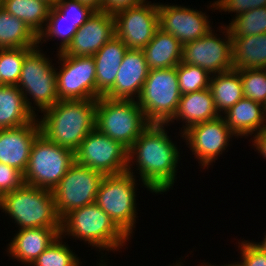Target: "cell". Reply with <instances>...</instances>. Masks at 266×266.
<instances>
[{"instance_id": "14", "label": "cell", "mask_w": 266, "mask_h": 266, "mask_svg": "<svg viewBox=\"0 0 266 266\" xmlns=\"http://www.w3.org/2000/svg\"><path fill=\"white\" fill-rule=\"evenodd\" d=\"M182 134L186 146L203 170L210 168L224 154L230 145L229 141L233 142L232 138L237 137L226 125L223 116L195 124Z\"/></svg>"}, {"instance_id": "33", "label": "cell", "mask_w": 266, "mask_h": 266, "mask_svg": "<svg viewBox=\"0 0 266 266\" xmlns=\"http://www.w3.org/2000/svg\"><path fill=\"white\" fill-rule=\"evenodd\" d=\"M33 48L0 49V86H17L23 61Z\"/></svg>"}, {"instance_id": "28", "label": "cell", "mask_w": 266, "mask_h": 266, "mask_svg": "<svg viewBox=\"0 0 266 266\" xmlns=\"http://www.w3.org/2000/svg\"><path fill=\"white\" fill-rule=\"evenodd\" d=\"M38 36L19 18L0 8V49L38 46Z\"/></svg>"}, {"instance_id": "2", "label": "cell", "mask_w": 266, "mask_h": 266, "mask_svg": "<svg viewBox=\"0 0 266 266\" xmlns=\"http://www.w3.org/2000/svg\"><path fill=\"white\" fill-rule=\"evenodd\" d=\"M97 99L62 100L37 117L41 134L75 152L95 129Z\"/></svg>"}, {"instance_id": "9", "label": "cell", "mask_w": 266, "mask_h": 266, "mask_svg": "<svg viewBox=\"0 0 266 266\" xmlns=\"http://www.w3.org/2000/svg\"><path fill=\"white\" fill-rule=\"evenodd\" d=\"M74 162L72 150L49 141L40 133L31 148L24 182L53 191Z\"/></svg>"}, {"instance_id": "21", "label": "cell", "mask_w": 266, "mask_h": 266, "mask_svg": "<svg viewBox=\"0 0 266 266\" xmlns=\"http://www.w3.org/2000/svg\"><path fill=\"white\" fill-rule=\"evenodd\" d=\"M219 113L216 110L214 100L209 88L192 93L181 94L177 110L173 118L166 124V127L176 122H183L180 128V138L183 132L191 126L217 118ZM181 120V121H180Z\"/></svg>"}, {"instance_id": "25", "label": "cell", "mask_w": 266, "mask_h": 266, "mask_svg": "<svg viewBox=\"0 0 266 266\" xmlns=\"http://www.w3.org/2000/svg\"><path fill=\"white\" fill-rule=\"evenodd\" d=\"M35 118L17 86H0V129L21 127Z\"/></svg>"}, {"instance_id": "13", "label": "cell", "mask_w": 266, "mask_h": 266, "mask_svg": "<svg viewBox=\"0 0 266 266\" xmlns=\"http://www.w3.org/2000/svg\"><path fill=\"white\" fill-rule=\"evenodd\" d=\"M58 100L96 99V67L93 56L76 57L57 53ZM59 70V71H57Z\"/></svg>"}, {"instance_id": "22", "label": "cell", "mask_w": 266, "mask_h": 266, "mask_svg": "<svg viewBox=\"0 0 266 266\" xmlns=\"http://www.w3.org/2000/svg\"><path fill=\"white\" fill-rule=\"evenodd\" d=\"M222 116L237 138L252 137L266 128V107L248 98L240 99Z\"/></svg>"}, {"instance_id": "46", "label": "cell", "mask_w": 266, "mask_h": 266, "mask_svg": "<svg viewBox=\"0 0 266 266\" xmlns=\"http://www.w3.org/2000/svg\"><path fill=\"white\" fill-rule=\"evenodd\" d=\"M2 198H3V194L0 192V204H1Z\"/></svg>"}, {"instance_id": "36", "label": "cell", "mask_w": 266, "mask_h": 266, "mask_svg": "<svg viewBox=\"0 0 266 266\" xmlns=\"http://www.w3.org/2000/svg\"><path fill=\"white\" fill-rule=\"evenodd\" d=\"M55 7L64 15L65 19L77 22L79 29L95 12L91 7L78 0H59Z\"/></svg>"}, {"instance_id": "40", "label": "cell", "mask_w": 266, "mask_h": 266, "mask_svg": "<svg viewBox=\"0 0 266 266\" xmlns=\"http://www.w3.org/2000/svg\"><path fill=\"white\" fill-rule=\"evenodd\" d=\"M250 139L254 150H258L257 152L266 159V128L253 135V138Z\"/></svg>"}, {"instance_id": "37", "label": "cell", "mask_w": 266, "mask_h": 266, "mask_svg": "<svg viewBox=\"0 0 266 266\" xmlns=\"http://www.w3.org/2000/svg\"><path fill=\"white\" fill-rule=\"evenodd\" d=\"M240 249L239 266H266V253L263 252L253 241H238V250Z\"/></svg>"}, {"instance_id": "1", "label": "cell", "mask_w": 266, "mask_h": 266, "mask_svg": "<svg viewBox=\"0 0 266 266\" xmlns=\"http://www.w3.org/2000/svg\"><path fill=\"white\" fill-rule=\"evenodd\" d=\"M165 126L150 124L128 149L127 171L133 175L136 171L142 186L155 194L173 188L181 160L180 149L168 136Z\"/></svg>"}, {"instance_id": "48", "label": "cell", "mask_w": 266, "mask_h": 266, "mask_svg": "<svg viewBox=\"0 0 266 266\" xmlns=\"http://www.w3.org/2000/svg\"><path fill=\"white\" fill-rule=\"evenodd\" d=\"M3 5V0H0V8L2 7Z\"/></svg>"}, {"instance_id": "47", "label": "cell", "mask_w": 266, "mask_h": 266, "mask_svg": "<svg viewBox=\"0 0 266 266\" xmlns=\"http://www.w3.org/2000/svg\"><path fill=\"white\" fill-rule=\"evenodd\" d=\"M231 266H239V265L236 262H234V263L232 262Z\"/></svg>"}, {"instance_id": "17", "label": "cell", "mask_w": 266, "mask_h": 266, "mask_svg": "<svg viewBox=\"0 0 266 266\" xmlns=\"http://www.w3.org/2000/svg\"><path fill=\"white\" fill-rule=\"evenodd\" d=\"M114 36L115 23L113 14L95 11L77 30L71 43L62 53L76 57L93 56Z\"/></svg>"}, {"instance_id": "41", "label": "cell", "mask_w": 266, "mask_h": 266, "mask_svg": "<svg viewBox=\"0 0 266 266\" xmlns=\"http://www.w3.org/2000/svg\"><path fill=\"white\" fill-rule=\"evenodd\" d=\"M79 2L91 7L95 11H102L103 0H78Z\"/></svg>"}, {"instance_id": "45", "label": "cell", "mask_w": 266, "mask_h": 266, "mask_svg": "<svg viewBox=\"0 0 266 266\" xmlns=\"http://www.w3.org/2000/svg\"><path fill=\"white\" fill-rule=\"evenodd\" d=\"M200 265H201V266H219V265H216V264H215V265H214V264L212 265L211 263L208 264V262H207V263H204V262H203V263H201ZM200 265H198V266H200ZM221 266H231V264L228 263V264H224V265H221Z\"/></svg>"}, {"instance_id": "30", "label": "cell", "mask_w": 266, "mask_h": 266, "mask_svg": "<svg viewBox=\"0 0 266 266\" xmlns=\"http://www.w3.org/2000/svg\"><path fill=\"white\" fill-rule=\"evenodd\" d=\"M77 22H71L64 18V15L54 6L51 7L47 23L44 30L38 35V44L42 46L48 40L60 39L57 43L59 47L57 52H63L71 43L73 36L76 34Z\"/></svg>"}, {"instance_id": "24", "label": "cell", "mask_w": 266, "mask_h": 266, "mask_svg": "<svg viewBox=\"0 0 266 266\" xmlns=\"http://www.w3.org/2000/svg\"><path fill=\"white\" fill-rule=\"evenodd\" d=\"M142 51L149 70L176 67L182 62L183 44L173 35L158 28Z\"/></svg>"}, {"instance_id": "20", "label": "cell", "mask_w": 266, "mask_h": 266, "mask_svg": "<svg viewBox=\"0 0 266 266\" xmlns=\"http://www.w3.org/2000/svg\"><path fill=\"white\" fill-rule=\"evenodd\" d=\"M60 229L39 227L18 230L5 250L7 256L29 266L60 236Z\"/></svg>"}, {"instance_id": "19", "label": "cell", "mask_w": 266, "mask_h": 266, "mask_svg": "<svg viewBox=\"0 0 266 266\" xmlns=\"http://www.w3.org/2000/svg\"><path fill=\"white\" fill-rule=\"evenodd\" d=\"M149 69L142 50L127 49L114 86L104 95L110 99L137 100Z\"/></svg>"}, {"instance_id": "15", "label": "cell", "mask_w": 266, "mask_h": 266, "mask_svg": "<svg viewBox=\"0 0 266 266\" xmlns=\"http://www.w3.org/2000/svg\"><path fill=\"white\" fill-rule=\"evenodd\" d=\"M115 36L128 49L142 50L154 37L159 28L158 2L146 1L135 7L113 14Z\"/></svg>"}, {"instance_id": "29", "label": "cell", "mask_w": 266, "mask_h": 266, "mask_svg": "<svg viewBox=\"0 0 266 266\" xmlns=\"http://www.w3.org/2000/svg\"><path fill=\"white\" fill-rule=\"evenodd\" d=\"M2 8L21 19L38 36L46 26L51 6L42 0H3Z\"/></svg>"}, {"instance_id": "42", "label": "cell", "mask_w": 266, "mask_h": 266, "mask_svg": "<svg viewBox=\"0 0 266 266\" xmlns=\"http://www.w3.org/2000/svg\"><path fill=\"white\" fill-rule=\"evenodd\" d=\"M104 256H105V255H102V256H101L102 260L99 261V262H100V263H98L99 266H107V265H108V264H107L108 261H106V259H105V260L103 259ZM104 261H106V262H104ZM180 261H182V260L180 259V260L178 261V263H177V261H176L175 264L173 263L172 265L170 264V265H168V266H184L183 262H180ZM109 266H110V265H109Z\"/></svg>"}, {"instance_id": "18", "label": "cell", "mask_w": 266, "mask_h": 266, "mask_svg": "<svg viewBox=\"0 0 266 266\" xmlns=\"http://www.w3.org/2000/svg\"><path fill=\"white\" fill-rule=\"evenodd\" d=\"M40 133L37 117L21 127L0 129V162L12 166L24 174L32 145Z\"/></svg>"}, {"instance_id": "32", "label": "cell", "mask_w": 266, "mask_h": 266, "mask_svg": "<svg viewBox=\"0 0 266 266\" xmlns=\"http://www.w3.org/2000/svg\"><path fill=\"white\" fill-rule=\"evenodd\" d=\"M78 255L59 236L29 266H81Z\"/></svg>"}, {"instance_id": "6", "label": "cell", "mask_w": 266, "mask_h": 266, "mask_svg": "<svg viewBox=\"0 0 266 266\" xmlns=\"http://www.w3.org/2000/svg\"><path fill=\"white\" fill-rule=\"evenodd\" d=\"M149 125L137 100L97 99L95 128L127 149Z\"/></svg>"}, {"instance_id": "26", "label": "cell", "mask_w": 266, "mask_h": 266, "mask_svg": "<svg viewBox=\"0 0 266 266\" xmlns=\"http://www.w3.org/2000/svg\"><path fill=\"white\" fill-rule=\"evenodd\" d=\"M232 61L236 70L266 69V33L232 37Z\"/></svg>"}, {"instance_id": "35", "label": "cell", "mask_w": 266, "mask_h": 266, "mask_svg": "<svg viewBox=\"0 0 266 266\" xmlns=\"http://www.w3.org/2000/svg\"><path fill=\"white\" fill-rule=\"evenodd\" d=\"M243 96L266 107V69H240Z\"/></svg>"}, {"instance_id": "23", "label": "cell", "mask_w": 266, "mask_h": 266, "mask_svg": "<svg viewBox=\"0 0 266 266\" xmlns=\"http://www.w3.org/2000/svg\"><path fill=\"white\" fill-rule=\"evenodd\" d=\"M127 49L125 43L114 36L93 55L96 67V99L104 96L114 86Z\"/></svg>"}, {"instance_id": "8", "label": "cell", "mask_w": 266, "mask_h": 266, "mask_svg": "<svg viewBox=\"0 0 266 266\" xmlns=\"http://www.w3.org/2000/svg\"><path fill=\"white\" fill-rule=\"evenodd\" d=\"M180 98L176 67L152 69L137 103L150 124H167L173 118Z\"/></svg>"}, {"instance_id": "10", "label": "cell", "mask_w": 266, "mask_h": 266, "mask_svg": "<svg viewBox=\"0 0 266 266\" xmlns=\"http://www.w3.org/2000/svg\"><path fill=\"white\" fill-rule=\"evenodd\" d=\"M218 28V31L213 28L205 36L185 43L182 51V63L199 66L210 75L234 69L232 36L226 25L222 24ZM215 31L222 34H217Z\"/></svg>"}, {"instance_id": "31", "label": "cell", "mask_w": 266, "mask_h": 266, "mask_svg": "<svg viewBox=\"0 0 266 266\" xmlns=\"http://www.w3.org/2000/svg\"><path fill=\"white\" fill-rule=\"evenodd\" d=\"M226 25L232 37L254 36L266 33V6L252 9L236 17Z\"/></svg>"}, {"instance_id": "43", "label": "cell", "mask_w": 266, "mask_h": 266, "mask_svg": "<svg viewBox=\"0 0 266 266\" xmlns=\"http://www.w3.org/2000/svg\"><path fill=\"white\" fill-rule=\"evenodd\" d=\"M256 246H258L263 252L266 253V234L263 237V240L260 242H253Z\"/></svg>"}, {"instance_id": "27", "label": "cell", "mask_w": 266, "mask_h": 266, "mask_svg": "<svg viewBox=\"0 0 266 266\" xmlns=\"http://www.w3.org/2000/svg\"><path fill=\"white\" fill-rule=\"evenodd\" d=\"M209 89L220 116L244 97L241 77L236 69L211 75Z\"/></svg>"}, {"instance_id": "4", "label": "cell", "mask_w": 266, "mask_h": 266, "mask_svg": "<svg viewBox=\"0 0 266 266\" xmlns=\"http://www.w3.org/2000/svg\"><path fill=\"white\" fill-rule=\"evenodd\" d=\"M0 210L14 220L18 230L61 228L53 192L45 188L24 183L18 189L3 194Z\"/></svg>"}, {"instance_id": "12", "label": "cell", "mask_w": 266, "mask_h": 266, "mask_svg": "<svg viewBox=\"0 0 266 266\" xmlns=\"http://www.w3.org/2000/svg\"><path fill=\"white\" fill-rule=\"evenodd\" d=\"M75 162L105 175L127 171L128 149L96 128L74 152Z\"/></svg>"}, {"instance_id": "11", "label": "cell", "mask_w": 266, "mask_h": 266, "mask_svg": "<svg viewBox=\"0 0 266 266\" xmlns=\"http://www.w3.org/2000/svg\"><path fill=\"white\" fill-rule=\"evenodd\" d=\"M104 175L74 162L53 189L56 211L60 218L70 211L95 203Z\"/></svg>"}, {"instance_id": "38", "label": "cell", "mask_w": 266, "mask_h": 266, "mask_svg": "<svg viewBox=\"0 0 266 266\" xmlns=\"http://www.w3.org/2000/svg\"><path fill=\"white\" fill-rule=\"evenodd\" d=\"M24 183L21 171L0 162V192L2 194L16 190Z\"/></svg>"}, {"instance_id": "7", "label": "cell", "mask_w": 266, "mask_h": 266, "mask_svg": "<svg viewBox=\"0 0 266 266\" xmlns=\"http://www.w3.org/2000/svg\"><path fill=\"white\" fill-rule=\"evenodd\" d=\"M137 176L128 171L105 175L100 182L95 203L130 238L138 219L136 197Z\"/></svg>"}, {"instance_id": "44", "label": "cell", "mask_w": 266, "mask_h": 266, "mask_svg": "<svg viewBox=\"0 0 266 266\" xmlns=\"http://www.w3.org/2000/svg\"><path fill=\"white\" fill-rule=\"evenodd\" d=\"M42 1L46 2L51 7H54L59 0H42Z\"/></svg>"}, {"instance_id": "39", "label": "cell", "mask_w": 266, "mask_h": 266, "mask_svg": "<svg viewBox=\"0 0 266 266\" xmlns=\"http://www.w3.org/2000/svg\"><path fill=\"white\" fill-rule=\"evenodd\" d=\"M147 0H103V12L114 14L120 10L135 7Z\"/></svg>"}, {"instance_id": "5", "label": "cell", "mask_w": 266, "mask_h": 266, "mask_svg": "<svg viewBox=\"0 0 266 266\" xmlns=\"http://www.w3.org/2000/svg\"><path fill=\"white\" fill-rule=\"evenodd\" d=\"M17 87L24 95L27 108L36 117L39 116L38 112L43 113L59 101L56 66L52 59L46 57L40 45L26 55Z\"/></svg>"}, {"instance_id": "16", "label": "cell", "mask_w": 266, "mask_h": 266, "mask_svg": "<svg viewBox=\"0 0 266 266\" xmlns=\"http://www.w3.org/2000/svg\"><path fill=\"white\" fill-rule=\"evenodd\" d=\"M206 12L190 8L189 5L158 3L159 28L173 35L183 45L205 36L212 30Z\"/></svg>"}, {"instance_id": "3", "label": "cell", "mask_w": 266, "mask_h": 266, "mask_svg": "<svg viewBox=\"0 0 266 266\" xmlns=\"http://www.w3.org/2000/svg\"><path fill=\"white\" fill-rule=\"evenodd\" d=\"M66 235L83 240L101 251L100 255L119 251L131 240L96 203L76 208L61 218L60 236L64 239Z\"/></svg>"}, {"instance_id": "34", "label": "cell", "mask_w": 266, "mask_h": 266, "mask_svg": "<svg viewBox=\"0 0 266 266\" xmlns=\"http://www.w3.org/2000/svg\"><path fill=\"white\" fill-rule=\"evenodd\" d=\"M176 73L181 94L209 88L211 75L199 66L181 62L176 66Z\"/></svg>"}]
</instances>
